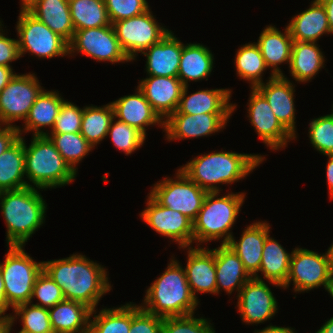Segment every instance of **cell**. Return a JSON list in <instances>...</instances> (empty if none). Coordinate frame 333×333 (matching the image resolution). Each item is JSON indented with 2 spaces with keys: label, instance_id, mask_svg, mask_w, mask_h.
I'll return each mask as SVG.
<instances>
[{
  "label": "cell",
  "instance_id": "cell-7",
  "mask_svg": "<svg viewBox=\"0 0 333 333\" xmlns=\"http://www.w3.org/2000/svg\"><path fill=\"white\" fill-rule=\"evenodd\" d=\"M42 270L43 262L34 261L24 246H9L4 262L0 263V271L10 308L31 302L36 278Z\"/></svg>",
  "mask_w": 333,
  "mask_h": 333
},
{
  "label": "cell",
  "instance_id": "cell-18",
  "mask_svg": "<svg viewBox=\"0 0 333 333\" xmlns=\"http://www.w3.org/2000/svg\"><path fill=\"white\" fill-rule=\"evenodd\" d=\"M148 76L139 81L138 88L153 110L165 121L177 110L185 86L178 77Z\"/></svg>",
  "mask_w": 333,
  "mask_h": 333
},
{
  "label": "cell",
  "instance_id": "cell-40",
  "mask_svg": "<svg viewBox=\"0 0 333 333\" xmlns=\"http://www.w3.org/2000/svg\"><path fill=\"white\" fill-rule=\"evenodd\" d=\"M10 316L11 325L20 317L22 328L18 333H54L47 308L31 302L18 305ZM19 316V317H18Z\"/></svg>",
  "mask_w": 333,
  "mask_h": 333
},
{
  "label": "cell",
  "instance_id": "cell-13",
  "mask_svg": "<svg viewBox=\"0 0 333 333\" xmlns=\"http://www.w3.org/2000/svg\"><path fill=\"white\" fill-rule=\"evenodd\" d=\"M69 44V55L77 51L99 61L129 62L116 37L112 24L104 27L76 30Z\"/></svg>",
  "mask_w": 333,
  "mask_h": 333
},
{
  "label": "cell",
  "instance_id": "cell-17",
  "mask_svg": "<svg viewBox=\"0 0 333 333\" xmlns=\"http://www.w3.org/2000/svg\"><path fill=\"white\" fill-rule=\"evenodd\" d=\"M232 114L173 113L164 121L168 141L209 136L225 128Z\"/></svg>",
  "mask_w": 333,
  "mask_h": 333
},
{
  "label": "cell",
  "instance_id": "cell-12",
  "mask_svg": "<svg viewBox=\"0 0 333 333\" xmlns=\"http://www.w3.org/2000/svg\"><path fill=\"white\" fill-rule=\"evenodd\" d=\"M36 74H16L0 92V125L25 121L36 98L44 90Z\"/></svg>",
  "mask_w": 333,
  "mask_h": 333
},
{
  "label": "cell",
  "instance_id": "cell-51",
  "mask_svg": "<svg viewBox=\"0 0 333 333\" xmlns=\"http://www.w3.org/2000/svg\"><path fill=\"white\" fill-rule=\"evenodd\" d=\"M15 75L12 67L0 66V92Z\"/></svg>",
  "mask_w": 333,
  "mask_h": 333
},
{
  "label": "cell",
  "instance_id": "cell-56",
  "mask_svg": "<svg viewBox=\"0 0 333 333\" xmlns=\"http://www.w3.org/2000/svg\"><path fill=\"white\" fill-rule=\"evenodd\" d=\"M316 333H333V317L327 320Z\"/></svg>",
  "mask_w": 333,
  "mask_h": 333
},
{
  "label": "cell",
  "instance_id": "cell-48",
  "mask_svg": "<svg viewBox=\"0 0 333 333\" xmlns=\"http://www.w3.org/2000/svg\"><path fill=\"white\" fill-rule=\"evenodd\" d=\"M0 24V66L12 67L10 63L20 58L18 40L5 37Z\"/></svg>",
  "mask_w": 333,
  "mask_h": 333
},
{
  "label": "cell",
  "instance_id": "cell-57",
  "mask_svg": "<svg viewBox=\"0 0 333 333\" xmlns=\"http://www.w3.org/2000/svg\"><path fill=\"white\" fill-rule=\"evenodd\" d=\"M36 0H21V9L27 10Z\"/></svg>",
  "mask_w": 333,
  "mask_h": 333
},
{
  "label": "cell",
  "instance_id": "cell-41",
  "mask_svg": "<svg viewBox=\"0 0 333 333\" xmlns=\"http://www.w3.org/2000/svg\"><path fill=\"white\" fill-rule=\"evenodd\" d=\"M113 145L125 155L133 153L139 147L143 146L146 136L138 129L119 120L112 119L108 134Z\"/></svg>",
  "mask_w": 333,
  "mask_h": 333
},
{
  "label": "cell",
  "instance_id": "cell-39",
  "mask_svg": "<svg viewBox=\"0 0 333 333\" xmlns=\"http://www.w3.org/2000/svg\"><path fill=\"white\" fill-rule=\"evenodd\" d=\"M47 136L55 145V148L59 151L64 161L71 167V169L77 173V164L90 151L93 150V146L85 139L80 133H47Z\"/></svg>",
  "mask_w": 333,
  "mask_h": 333
},
{
  "label": "cell",
  "instance_id": "cell-22",
  "mask_svg": "<svg viewBox=\"0 0 333 333\" xmlns=\"http://www.w3.org/2000/svg\"><path fill=\"white\" fill-rule=\"evenodd\" d=\"M135 94L123 96L113 102L114 118L138 129L146 136V126L159 124L164 128V121L153 110L143 92L137 87Z\"/></svg>",
  "mask_w": 333,
  "mask_h": 333
},
{
  "label": "cell",
  "instance_id": "cell-36",
  "mask_svg": "<svg viewBox=\"0 0 333 333\" xmlns=\"http://www.w3.org/2000/svg\"><path fill=\"white\" fill-rule=\"evenodd\" d=\"M114 118L112 104L103 107L85 106L80 133L95 148L108 134L109 126Z\"/></svg>",
  "mask_w": 333,
  "mask_h": 333
},
{
  "label": "cell",
  "instance_id": "cell-4",
  "mask_svg": "<svg viewBox=\"0 0 333 333\" xmlns=\"http://www.w3.org/2000/svg\"><path fill=\"white\" fill-rule=\"evenodd\" d=\"M143 302L140 306L144 310L163 318L194 314L199 303L191 293L184 268L174 257L148 287Z\"/></svg>",
  "mask_w": 333,
  "mask_h": 333
},
{
  "label": "cell",
  "instance_id": "cell-3",
  "mask_svg": "<svg viewBox=\"0 0 333 333\" xmlns=\"http://www.w3.org/2000/svg\"><path fill=\"white\" fill-rule=\"evenodd\" d=\"M37 189L27 186L0 192V209L7 224L8 246H25L45 222L47 204Z\"/></svg>",
  "mask_w": 333,
  "mask_h": 333
},
{
  "label": "cell",
  "instance_id": "cell-1",
  "mask_svg": "<svg viewBox=\"0 0 333 333\" xmlns=\"http://www.w3.org/2000/svg\"><path fill=\"white\" fill-rule=\"evenodd\" d=\"M43 270L62 289L65 300L84 303L92 310L112 289L106 269L82 254L43 261Z\"/></svg>",
  "mask_w": 333,
  "mask_h": 333
},
{
  "label": "cell",
  "instance_id": "cell-43",
  "mask_svg": "<svg viewBox=\"0 0 333 333\" xmlns=\"http://www.w3.org/2000/svg\"><path fill=\"white\" fill-rule=\"evenodd\" d=\"M162 333H215L206 318H196L194 314L187 316L164 317Z\"/></svg>",
  "mask_w": 333,
  "mask_h": 333
},
{
  "label": "cell",
  "instance_id": "cell-52",
  "mask_svg": "<svg viewBox=\"0 0 333 333\" xmlns=\"http://www.w3.org/2000/svg\"><path fill=\"white\" fill-rule=\"evenodd\" d=\"M9 305L7 303V300L5 298V288H4V282L2 278V274L0 271V316L3 317H10V314H6L5 312L9 309Z\"/></svg>",
  "mask_w": 333,
  "mask_h": 333
},
{
  "label": "cell",
  "instance_id": "cell-10",
  "mask_svg": "<svg viewBox=\"0 0 333 333\" xmlns=\"http://www.w3.org/2000/svg\"><path fill=\"white\" fill-rule=\"evenodd\" d=\"M112 26L130 62L135 60L138 53L159 43L171 31L156 22L150 9L138 16L114 22Z\"/></svg>",
  "mask_w": 333,
  "mask_h": 333
},
{
  "label": "cell",
  "instance_id": "cell-6",
  "mask_svg": "<svg viewBox=\"0 0 333 333\" xmlns=\"http://www.w3.org/2000/svg\"><path fill=\"white\" fill-rule=\"evenodd\" d=\"M220 192H208L202 208L193 221L194 242L201 243L223 239L227 244L233 234L231 228L238 218L245 199V193L231 192L218 198ZM199 243V244H198Z\"/></svg>",
  "mask_w": 333,
  "mask_h": 333
},
{
  "label": "cell",
  "instance_id": "cell-8",
  "mask_svg": "<svg viewBox=\"0 0 333 333\" xmlns=\"http://www.w3.org/2000/svg\"><path fill=\"white\" fill-rule=\"evenodd\" d=\"M16 30L20 57L25 53L43 59L69 55L68 42L27 10L20 11Z\"/></svg>",
  "mask_w": 333,
  "mask_h": 333
},
{
  "label": "cell",
  "instance_id": "cell-44",
  "mask_svg": "<svg viewBox=\"0 0 333 333\" xmlns=\"http://www.w3.org/2000/svg\"><path fill=\"white\" fill-rule=\"evenodd\" d=\"M34 297L40 302L34 305L47 309L65 300L62 289L44 270L36 278L31 301Z\"/></svg>",
  "mask_w": 333,
  "mask_h": 333
},
{
  "label": "cell",
  "instance_id": "cell-11",
  "mask_svg": "<svg viewBox=\"0 0 333 333\" xmlns=\"http://www.w3.org/2000/svg\"><path fill=\"white\" fill-rule=\"evenodd\" d=\"M332 275L328 251L318 254L312 250L294 248L289 266V274L284 289L293 281L294 291L307 292L321 286L327 289Z\"/></svg>",
  "mask_w": 333,
  "mask_h": 333
},
{
  "label": "cell",
  "instance_id": "cell-29",
  "mask_svg": "<svg viewBox=\"0 0 333 333\" xmlns=\"http://www.w3.org/2000/svg\"><path fill=\"white\" fill-rule=\"evenodd\" d=\"M27 11L68 43L72 40L75 29L69 0H36Z\"/></svg>",
  "mask_w": 333,
  "mask_h": 333
},
{
  "label": "cell",
  "instance_id": "cell-49",
  "mask_svg": "<svg viewBox=\"0 0 333 333\" xmlns=\"http://www.w3.org/2000/svg\"><path fill=\"white\" fill-rule=\"evenodd\" d=\"M18 126L0 125V155L7 150L18 138Z\"/></svg>",
  "mask_w": 333,
  "mask_h": 333
},
{
  "label": "cell",
  "instance_id": "cell-19",
  "mask_svg": "<svg viewBox=\"0 0 333 333\" xmlns=\"http://www.w3.org/2000/svg\"><path fill=\"white\" fill-rule=\"evenodd\" d=\"M267 100L280 123L295 137V86L283 76H270L267 82L255 87Z\"/></svg>",
  "mask_w": 333,
  "mask_h": 333
},
{
  "label": "cell",
  "instance_id": "cell-45",
  "mask_svg": "<svg viewBox=\"0 0 333 333\" xmlns=\"http://www.w3.org/2000/svg\"><path fill=\"white\" fill-rule=\"evenodd\" d=\"M110 23L138 16L148 11L147 0H104Z\"/></svg>",
  "mask_w": 333,
  "mask_h": 333
},
{
  "label": "cell",
  "instance_id": "cell-53",
  "mask_svg": "<svg viewBox=\"0 0 333 333\" xmlns=\"http://www.w3.org/2000/svg\"><path fill=\"white\" fill-rule=\"evenodd\" d=\"M254 333H296L295 329L289 328V327H280V326H274L269 325L262 330H255Z\"/></svg>",
  "mask_w": 333,
  "mask_h": 333
},
{
  "label": "cell",
  "instance_id": "cell-31",
  "mask_svg": "<svg viewBox=\"0 0 333 333\" xmlns=\"http://www.w3.org/2000/svg\"><path fill=\"white\" fill-rule=\"evenodd\" d=\"M214 56L205 45L200 43H187L183 45L180 56L177 77L184 86H188V81L208 80L213 70Z\"/></svg>",
  "mask_w": 333,
  "mask_h": 333
},
{
  "label": "cell",
  "instance_id": "cell-35",
  "mask_svg": "<svg viewBox=\"0 0 333 333\" xmlns=\"http://www.w3.org/2000/svg\"><path fill=\"white\" fill-rule=\"evenodd\" d=\"M69 9L75 31L111 24L104 0H69Z\"/></svg>",
  "mask_w": 333,
  "mask_h": 333
},
{
  "label": "cell",
  "instance_id": "cell-58",
  "mask_svg": "<svg viewBox=\"0 0 333 333\" xmlns=\"http://www.w3.org/2000/svg\"><path fill=\"white\" fill-rule=\"evenodd\" d=\"M326 290L330 294V296L333 297V272H332V275H331V278H330V281L328 283V286H327Z\"/></svg>",
  "mask_w": 333,
  "mask_h": 333
},
{
  "label": "cell",
  "instance_id": "cell-14",
  "mask_svg": "<svg viewBox=\"0 0 333 333\" xmlns=\"http://www.w3.org/2000/svg\"><path fill=\"white\" fill-rule=\"evenodd\" d=\"M157 233L177 242L186 249L194 243L193 221L182 213L160 205L150 194L147 207L139 214Z\"/></svg>",
  "mask_w": 333,
  "mask_h": 333
},
{
  "label": "cell",
  "instance_id": "cell-9",
  "mask_svg": "<svg viewBox=\"0 0 333 333\" xmlns=\"http://www.w3.org/2000/svg\"><path fill=\"white\" fill-rule=\"evenodd\" d=\"M150 190V195L162 206L176 210L194 221L202 208L207 191L193 182L180 168L176 178H163Z\"/></svg>",
  "mask_w": 333,
  "mask_h": 333
},
{
  "label": "cell",
  "instance_id": "cell-37",
  "mask_svg": "<svg viewBox=\"0 0 333 333\" xmlns=\"http://www.w3.org/2000/svg\"><path fill=\"white\" fill-rule=\"evenodd\" d=\"M94 309L90 316L88 333H129L131 327V302L117 308ZM95 314V315H93Z\"/></svg>",
  "mask_w": 333,
  "mask_h": 333
},
{
  "label": "cell",
  "instance_id": "cell-5",
  "mask_svg": "<svg viewBox=\"0 0 333 333\" xmlns=\"http://www.w3.org/2000/svg\"><path fill=\"white\" fill-rule=\"evenodd\" d=\"M24 153L25 175L31 187L46 190L75 180L77 173L64 161L47 135L33 136L29 146L24 140Z\"/></svg>",
  "mask_w": 333,
  "mask_h": 333
},
{
  "label": "cell",
  "instance_id": "cell-21",
  "mask_svg": "<svg viewBox=\"0 0 333 333\" xmlns=\"http://www.w3.org/2000/svg\"><path fill=\"white\" fill-rule=\"evenodd\" d=\"M187 264L184 268L192 295L196 292L217 295L215 254L205 247H187Z\"/></svg>",
  "mask_w": 333,
  "mask_h": 333
},
{
  "label": "cell",
  "instance_id": "cell-16",
  "mask_svg": "<svg viewBox=\"0 0 333 333\" xmlns=\"http://www.w3.org/2000/svg\"><path fill=\"white\" fill-rule=\"evenodd\" d=\"M236 297L242 321L249 325L270 320L278 312L277 300L264 280L251 278Z\"/></svg>",
  "mask_w": 333,
  "mask_h": 333
},
{
  "label": "cell",
  "instance_id": "cell-2",
  "mask_svg": "<svg viewBox=\"0 0 333 333\" xmlns=\"http://www.w3.org/2000/svg\"><path fill=\"white\" fill-rule=\"evenodd\" d=\"M265 157L258 154L214 151L195 157L180 169L207 192H220V184H232L246 178Z\"/></svg>",
  "mask_w": 333,
  "mask_h": 333
},
{
  "label": "cell",
  "instance_id": "cell-46",
  "mask_svg": "<svg viewBox=\"0 0 333 333\" xmlns=\"http://www.w3.org/2000/svg\"><path fill=\"white\" fill-rule=\"evenodd\" d=\"M83 108L72 102L64 101L51 133H77L81 131Z\"/></svg>",
  "mask_w": 333,
  "mask_h": 333
},
{
  "label": "cell",
  "instance_id": "cell-47",
  "mask_svg": "<svg viewBox=\"0 0 333 333\" xmlns=\"http://www.w3.org/2000/svg\"><path fill=\"white\" fill-rule=\"evenodd\" d=\"M163 317L156 316L131 302L129 333H162Z\"/></svg>",
  "mask_w": 333,
  "mask_h": 333
},
{
  "label": "cell",
  "instance_id": "cell-27",
  "mask_svg": "<svg viewBox=\"0 0 333 333\" xmlns=\"http://www.w3.org/2000/svg\"><path fill=\"white\" fill-rule=\"evenodd\" d=\"M289 22L287 28L293 41L317 43L323 34H331L326 10L319 0H313L311 7Z\"/></svg>",
  "mask_w": 333,
  "mask_h": 333
},
{
  "label": "cell",
  "instance_id": "cell-55",
  "mask_svg": "<svg viewBox=\"0 0 333 333\" xmlns=\"http://www.w3.org/2000/svg\"><path fill=\"white\" fill-rule=\"evenodd\" d=\"M11 321L10 317L0 316V333H10L11 332Z\"/></svg>",
  "mask_w": 333,
  "mask_h": 333
},
{
  "label": "cell",
  "instance_id": "cell-42",
  "mask_svg": "<svg viewBox=\"0 0 333 333\" xmlns=\"http://www.w3.org/2000/svg\"><path fill=\"white\" fill-rule=\"evenodd\" d=\"M331 113L309 123L310 142L323 155L333 154V111Z\"/></svg>",
  "mask_w": 333,
  "mask_h": 333
},
{
  "label": "cell",
  "instance_id": "cell-54",
  "mask_svg": "<svg viewBox=\"0 0 333 333\" xmlns=\"http://www.w3.org/2000/svg\"><path fill=\"white\" fill-rule=\"evenodd\" d=\"M319 1L323 4L326 10L331 34H333V0H319Z\"/></svg>",
  "mask_w": 333,
  "mask_h": 333
},
{
  "label": "cell",
  "instance_id": "cell-59",
  "mask_svg": "<svg viewBox=\"0 0 333 333\" xmlns=\"http://www.w3.org/2000/svg\"><path fill=\"white\" fill-rule=\"evenodd\" d=\"M328 254H329V258H330V263H331V268H332V272H333V243L331 244V246L327 249Z\"/></svg>",
  "mask_w": 333,
  "mask_h": 333
},
{
  "label": "cell",
  "instance_id": "cell-50",
  "mask_svg": "<svg viewBox=\"0 0 333 333\" xmlns=\"http://www.w3.org/2000/svg\"><path fill=\"white\" fill-rule=\"evenodd\" d=\"M328 156V162L326 166V180L329 187V197L333 199V154L325 155Z\"/></svg>",
  "mask_w": 333,
  "mask_h": 333
},
{
  "label": "cell",
  "instance_id": "cell-26",
  "mask_svg": "<svg viewBox=\"0 0 333 333\" xmlns=\"http://www.w3.org/2000/svg\"><path fill=\"white\" fill-rule=\"evenodd\" d=\"M284 30V33H281L277 27L268 25L256 42L267 67L272 69L271 76H283L284 74L278 66L282 63L290 64L293 39L287 26Z\"/></svg>",
  "mask_w": 333,
  "mask_h": 333
},
{
  "label": "cell",
  "instance_id": "cell-33",
  "mask_svg": "<svg viewBox=\"0 0 333 333\" xmlns=\"http://www.w3.org/2000/svg\"><path fill=\"white\" fill-rule=\"evenodd\" d=\"M314 42L293 41L289 71L297 82H308L324 68L325 57Z\"/></svg>",
  "mask_w": 333,
  "mask_h": 333
},
{
  "label": "cell",
  "instance_id": "cell-28",
  "mask_svg": "<svg viewBox=\"0 0 333 333\" xmlns=\"http://www.w3.org/2000/svg\"><path fill=\"white\" fill-rule=\"evenodd\" d=\"M64 101L58 91L44 89L31 107L24 121V128L21 129L18 126L19 135L30 131H33V136L47 135V131L44 132L43 130L45 127H50L52 131Z\"/></svg>",
  "mask_w": 333,
  "mask_h": 333
},
{
  "label": "cell",
  "instance_id": "cell-20",
  "mask_svg": "<svg viewBox=\"0 0 333 333\" xmlns=\"http://www.w3.org/2000/svg\"><path fill=\"white\" fill-rule=\"evenodd\" d=\"M265 222L257 221L248 225L238 242L233 236L226 244L240 258L248 274L259 280H263L258 272L261 266L263 246L270 233V224Z\"/></svg>",
  "mask_w": 333,
  "mask_h": 333
},
{
  "label": "cell",
  "instance_id": "cell-30",
  "mask_svg": "<svg viewBox=\"0 0 333 333\" xmlns=\"http://www.w3.org/2000/svg\"><path fill=\"white\" fill-rule=\"evenodd\" d=\"M48 312L54 333H88L92 309L86 304L64 300Z\"/></svg>",
  "mask_w": 333,
  "mask_h": 333
},
{
  "label": "cell",
  "instance_id": "cell-34",
  "mask_svg": "<svg viewBox=\"0 0 333 333\" xmlns=\"http://www.w3.org/2000/svg\"><path fill=\"white\" fill-rule=\"evenodd\" d=\"M292 252L288 253L270 234L266 237L259 272L269 284L283 287L289 274Z\"/></svg>",
  "mask_w": 333,
  "mask_h": 333
},
{
  "label": "cell",
  "instance_id": "cell-23",
  "mask_svg": "<svg viewBox=\"0 0 333 333\" xmlns=\"http://www.w3.org/2000/svg\"><path fill=\"white\" fill-rule=\"evenodd\" d=\"M188 86H185L174 113L184 114H232L236 105L229 103L230 89H203L187 96Z\"/></svg>",
  "mask_w": 333,
  "mask_h": 333
},
{
  "label": "cell",
  "instance_id": "cell-38",
  "mask_svg": "<svg viewBox=\"0 0 333 333\" xmlns=\"http://www.w3.org/2000/svg\"><path fill=\"white\" fill-rule=\"evenodd\" d=\"M235 64L237 75L249 81L251 88L263 83L262 75L268 67L255 42L247 43L237 50Z\"/></svg>",
  "mask_w": 333,
  "mask_h": 333
},
{
  "label": "cell",
  "instance_id": "cell-24",
  "mask_svg": "<svg viewBox=\"0 0 333 333\" xmlns=\"http://www.w3.org/2000/svg\"><path fill=\"white\" fill-rule=\"evenodd\" d=\"M173 34L170 31L159 43L141 53L147 57L148 75L177 77L184 44Z\"/></svg>",
  "mask_w": 333,
  "mask_h": 333
},
{
  "label": "cell",
  "instance_id": "cell-25",
  "mask_svg": "<svg viewBox=\"0 0 333 333\" xmlns=\"http://www.w3.org/2000/svg\"><path fill=\"white\" fill-rule=\"evenodd\" d=\"M215 254L217 294L220 289L232 294L240 289L252 277L246 271L244 264L237 254L226 244H220L218 248L211 249Z\"/></svg>",
  "mask_w": 333,
  "mask_h": 333
},
{
  "label": "cell",
  "instance_id": "cell-15",
  "mask_svg": "<svg viewBox=\"0 0 333 333\" xmlns=\"http://www.w3.org/2000/svg\"><path fill=\"white\" fill-rule=\"evenodd\" d=\"M250 91L247 111L251 125L271 150L284 149L295 137L276 118L265 97L256 88Z\"/></svg>",
  "mask_w": 333,
  "mask_h": 333
},
{
  "label": "cell",
  "instance_id": "cell-32",
  "mask_svg": "<svg viewBox=\"0 0 333 333\" xmlns=\"http://www.w3.org/2000/svg\"><path fill=\"white\" fill-rule=\"evenodd\" d=\"M24 176V137L20 136L0 155V192L31 186Z\"/></svg>",
  "mask_w": 333,
  "mask_h": 333
}]
</instances>
